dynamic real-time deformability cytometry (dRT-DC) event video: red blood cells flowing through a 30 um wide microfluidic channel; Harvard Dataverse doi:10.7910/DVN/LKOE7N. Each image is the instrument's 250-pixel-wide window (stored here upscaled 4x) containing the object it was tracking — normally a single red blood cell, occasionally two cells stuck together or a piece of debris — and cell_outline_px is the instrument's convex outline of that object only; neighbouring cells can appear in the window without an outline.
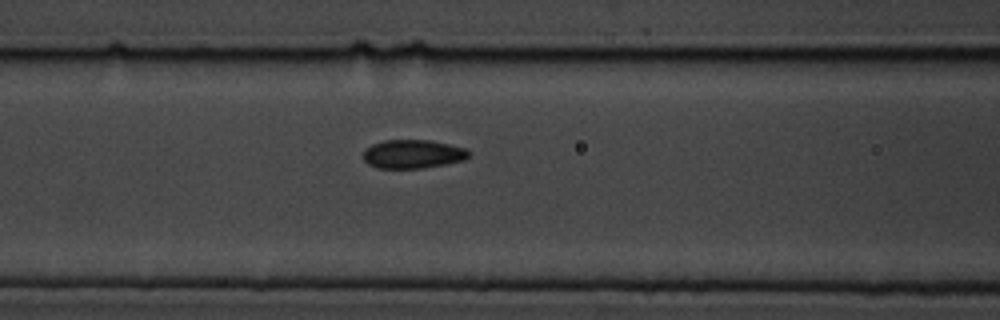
{"species": "common noctule bat (a hibernating species)", "species_latin": "Nyctalus noctula", "temperature_condition": "cold", "stored_images_in_passage": 4, "segment_of_instrument_passage": [1, 2], "camera_frame_rate_fps": 3000, "um_per_image_px": 0.085, "animal": {"sex": "male", "body_mass_g": 19.5, "forearm_length_mm": 54.6}, "frame": {"image": 1, "passage_image": 3, "time_ms": 3.333, "image_size_px": [1000, 320], "cell_outline_px": [[472, 152], [464, 160], [424, 168], [376, 168], [368, 164], [364, 160], [364, 148], [372, 144], [384, 140], [428, 140], [468, 148]], "centroid_in_image_um": [35.09, 13.09], "position_along_channel_um": 131.5, "area_um2": 17.74}}